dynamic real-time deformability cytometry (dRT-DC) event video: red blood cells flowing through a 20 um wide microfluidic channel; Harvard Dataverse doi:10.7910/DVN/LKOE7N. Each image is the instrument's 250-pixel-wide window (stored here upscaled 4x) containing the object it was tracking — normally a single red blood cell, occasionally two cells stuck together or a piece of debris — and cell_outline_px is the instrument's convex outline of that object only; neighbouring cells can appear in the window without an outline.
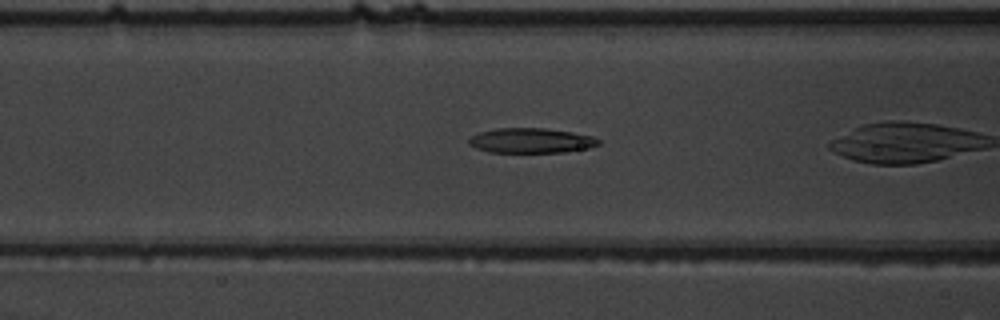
{"species": "common noctule bat (a hibernating species)", "species_latin": "Nyctalus noctula", "temperature_condition": "warm", "stored_images_in_passage": 7, "camera_frame_rate_fps": 3000, "um_per_image_px": 0.085, "animal": {"sex": "male", "body_mass_g": 19.5, "forearm_length_mm": 54.6}, "frame": {"image": 1, "passage_image": 5, "time_ms": 1.333, "image_size_px": [1000, 320], "cell_outline_px": [[600, 144], [588, 148], [564, 152], [488, 152], [476, 148], [468, 144], [468, 140], [472, 136], [480, 132], [496, 128], [544, 128], [572, 132], [592, 136], [600, 140]], "centroid_in_image_um": [45.13, 11.95], "position_along_channel_um": 121.5, "area_um2": 18.79}}